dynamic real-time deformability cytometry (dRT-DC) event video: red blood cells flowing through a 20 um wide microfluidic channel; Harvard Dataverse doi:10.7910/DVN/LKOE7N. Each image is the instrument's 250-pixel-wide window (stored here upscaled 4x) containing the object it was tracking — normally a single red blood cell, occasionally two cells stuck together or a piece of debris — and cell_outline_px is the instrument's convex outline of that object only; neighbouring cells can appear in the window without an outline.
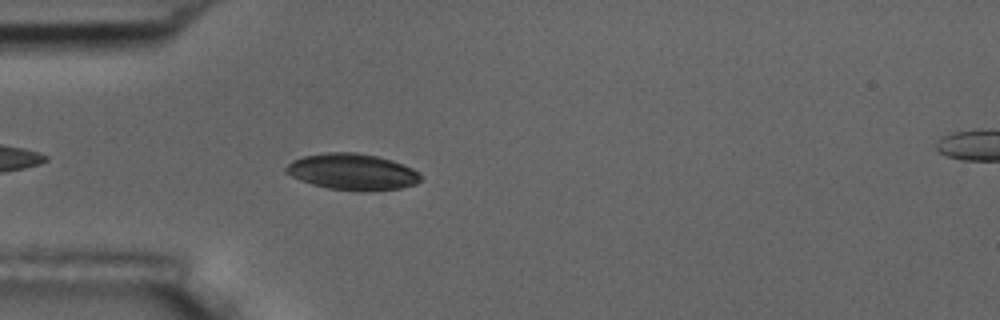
{"species": "common noctule bat (a hibernating species)", "species_latin": "Nyctalus noctula", "temperature_condition": "room temperature", "stored_images_in_passage": 5, "camera_frame_rate_fps": 3000, "um_per_image_px": 0.085, "animal": {"sex": "male", "body_mass_g": 17.5, "forearm_length_mm": 52.3}, "frame": {"image": 1, "passage_image": 5, "time_ms": 1.333, "image_size_px": [1000, 320], "cell_outline_px": [[420, 180], [416, 184], [400, 188], [372, 192], [364, 192], [328, 188], [312, 184], [300, 180], [284, 172], [284, 168], [292, 160], [304, 156], [324, 152], [356, 152], [376, 156], [392, 160], [404, 164], [420, 172]], "centroid_in_image_um": [29.96, 14.61], "position_along_channel_um": 55.0, "area_um2": 28.78}}